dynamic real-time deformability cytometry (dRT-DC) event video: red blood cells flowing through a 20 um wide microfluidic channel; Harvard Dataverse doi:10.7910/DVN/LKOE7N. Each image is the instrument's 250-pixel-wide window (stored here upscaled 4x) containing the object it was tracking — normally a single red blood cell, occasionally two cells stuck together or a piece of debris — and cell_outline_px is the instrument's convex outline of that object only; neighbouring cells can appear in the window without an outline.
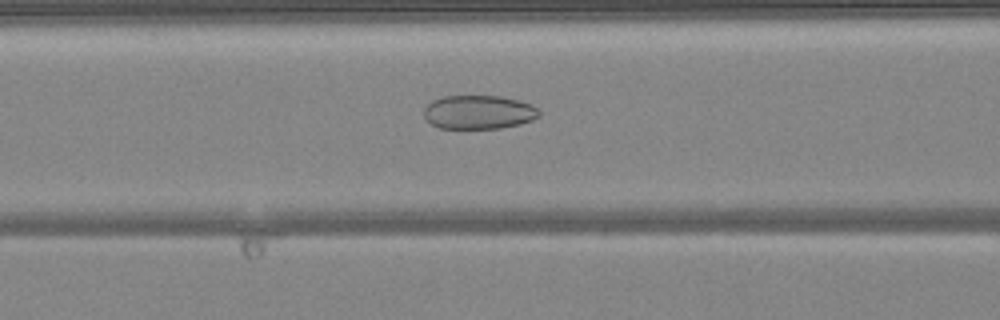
{"species": "common noctule bat (a hibernating species)", "species_latin": "Nyctalus noctula", "temperature_condition": "warm", "stored_images_in_passage": 49, "camera_frame_rate_fps": 3000, "um_per_image_px": 0.085, "animal": {"sex": "female", "body_mass_g": 24.6, "forearm_length_mm": 56.2}, "frame": {"image": 1, "passage_image": 20, "time_ms": 6.333, "image_size_px": [1000, 320], "cell_outline_px": [[540, 116], [532, 120], [520, 124], [500, 128], [440, 128], [432, 124], [424, 116], [424, 108], [432, 100], [440, 96], [500, 96], [520, 100], [532, 104], [540, 112]], "centroid_in_image_um": [40.7, 9.52], "position_along_channel_um": 125.9, "area_um2": 22.77}}
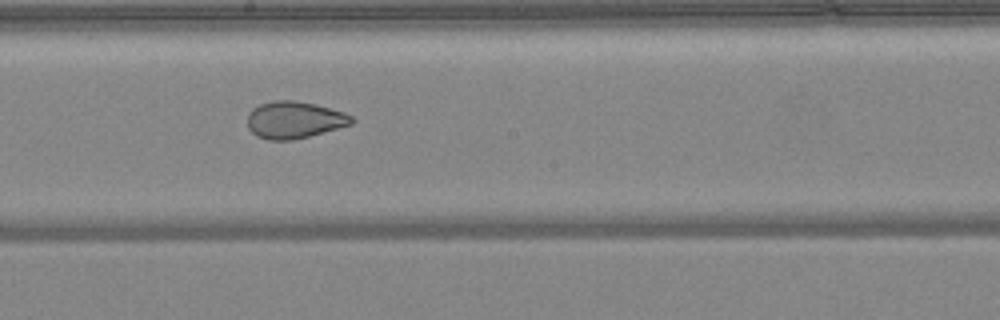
{"frame": {"image": 2, "passage_image": 27, "time_ms": 8.667, "image_size_px": [1000, 320], "cell_outline_px": [[356, 120], [352, 124], [308, 136], [292, 140], [268, 140], [256, 136], [248, 128], [248, 112], [252, 108], [260, 104], [272, 100], [296, 100], [344, 112], [352, 116]], "centroid_in_image_um": [24.99, 10.19], "position_along_channel_um": 223.2, "area_um2": 22.43}}
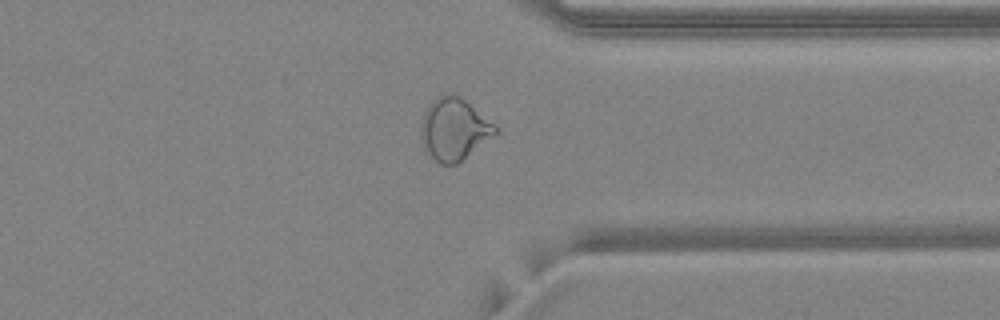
{"frame": {"image": 3, "passage_image": 38, "time_ms": 12.333, "image_size_px": [1000, 320], "cell_outline_px": [[500, 132], [496, 136], [456, 164], [440, 164], [424, 148], [420, 132], [420, 124], [424, 112], [432, 100], [444, 92], [448, 92], [460, 96], [496, 124], [500, 128]], "centroid_in_image_um": [38.64, 10.95], "position_along_channel_um": 372.8, "area_um2": 27.34}, "authors_computed_cell_mechanics": {"area_um2": 28.6688, "velocity_mm_per_s": 4.1522, "shape_relaxation_time_tau1_ms": null, "shape_relaxation_time_tau2_ms": 0.9991, "deformation_change_tau1": null, "deformation_change_tau2": 0.0638}}